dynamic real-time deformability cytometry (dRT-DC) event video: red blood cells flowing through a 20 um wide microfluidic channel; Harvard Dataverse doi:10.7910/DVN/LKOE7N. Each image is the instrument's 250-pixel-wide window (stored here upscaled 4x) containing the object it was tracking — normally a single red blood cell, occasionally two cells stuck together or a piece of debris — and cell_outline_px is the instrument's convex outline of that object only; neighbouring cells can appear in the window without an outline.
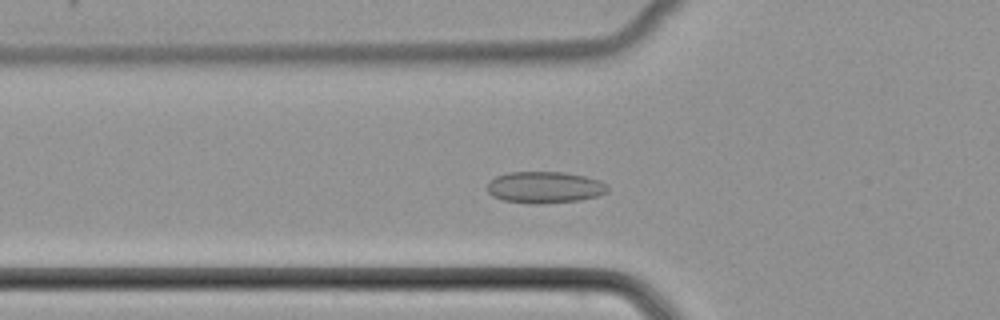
{"species": "common noctule bat (a hibernating species)", "species_latin": "Nyctalus noctula", "temperature_condition": "cold", "stored_images_in_passage": 33, "camera_frame_rate_fps": 3000, "um_per_image_px": 0.085, "animal": {"sex": "female", "body_mass_g": 22.7, "forearm_length_mm": 54.2}, "frame": {"image": 1, "passage_image": 2, "time_ms": 0.333, "image_size_px": [1000, 320], "cell_outline_px": [[608, 192], [596, 196], [580, 200], [540, 204], [536, 204], [504, 200], [492, 196], [488, 192], [488, 184], [496, 176], [508, 172], [564, 172], [584, 176], [600, 180], [608, 188]], "centroid_in_image_um": [46.3, 15.92], "position_along_channel_um": 79.5, "area_um2": 22.02}}
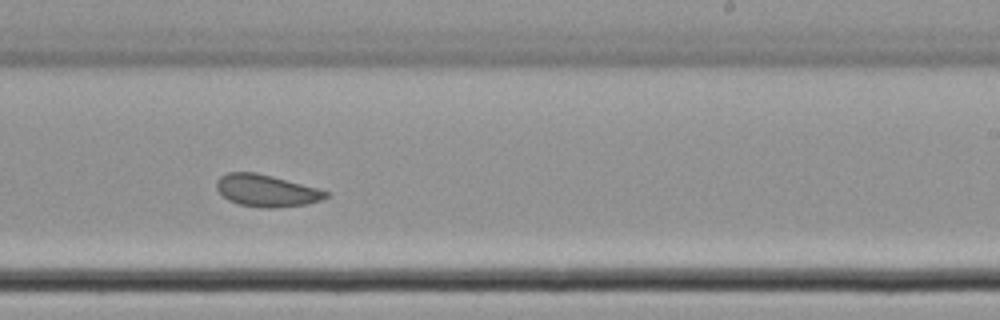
{"frame": {"image": 2, "passage_image": 16, "time_ms": 5.0, "image_size_px": [1000, 320], "cell_outline_px": [[328, 196], [320, 200], [308, 204], [276, 208], [264, 208], [240, 204], [228, 200], [216, 188], [216, 184], [220, 176], [228, 172], [256, 172], [272, 176], [316, 188], [328, 192]], "centroid_in_image_um": [22.63, 16.21], "position_along_channel_um": 266.4, "area_um2": 20.17}}
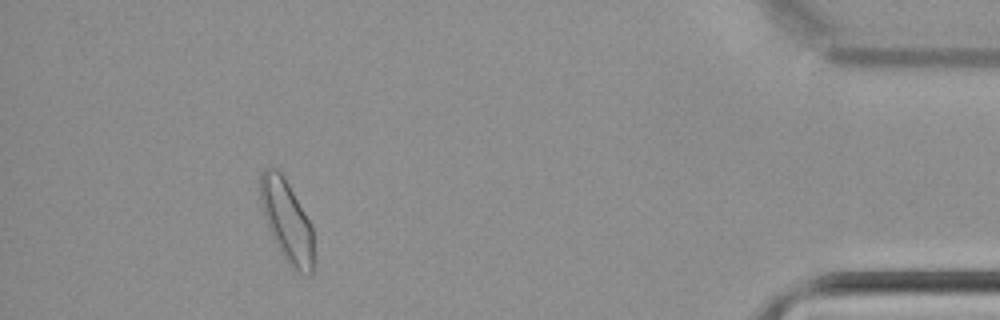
{"frame": {"image": 3, "passage_image": 31, "time_ms": 10.0, "image_size_px": [1000, 320], "cell_outline_px": [[312, 272], [300, 272], [292, 268], [284, 256], [268, 228], [260, 204], [260, 172], [264, 168], [276, 168], [284, 176], [312, 224]], "centroid_in_image_um": [24.35, 18.68], "position_along_channel_um": 410.9, "area_um2": 24.91}}